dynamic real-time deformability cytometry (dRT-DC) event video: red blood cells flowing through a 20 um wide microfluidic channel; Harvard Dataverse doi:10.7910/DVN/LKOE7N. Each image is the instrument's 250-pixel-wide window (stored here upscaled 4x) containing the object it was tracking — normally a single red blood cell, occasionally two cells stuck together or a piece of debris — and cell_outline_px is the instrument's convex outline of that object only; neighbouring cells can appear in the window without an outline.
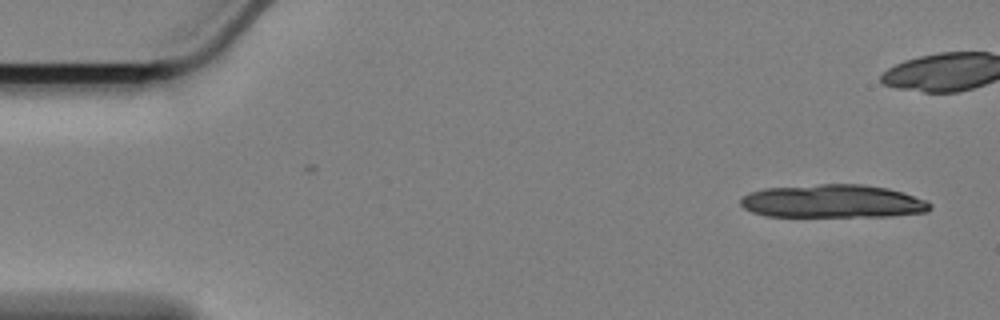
{"species": "Egyptian fruit bat (a non-hibernating species)", "species_latin": "Rousettus aegyptiacus", "temperature_condition": "cold", "stored_images_in_passage": 6, "camera_frame_rate_fps": 3000, "um_per_image_px": 0.085, "animal": {"sex": "female"}, "frame": {"image": 1, "passage_image": 1, "time_ms": 0.0, "image_size_px": [1000, 320], "cell_outline_px": [[932, 208], [928, 212], [892, 216], [764, 216], [752, 212], [744, 208], [740, 204], [740, 200], [748, 192], [764, 188], [820, 184], [860, 184], [888, 188], [928, 200], [932, 204]], "centroid_in_image_um": [70.81, 17.11], "position_along_channel_um": 14.2, "area_um2": 36.88}}